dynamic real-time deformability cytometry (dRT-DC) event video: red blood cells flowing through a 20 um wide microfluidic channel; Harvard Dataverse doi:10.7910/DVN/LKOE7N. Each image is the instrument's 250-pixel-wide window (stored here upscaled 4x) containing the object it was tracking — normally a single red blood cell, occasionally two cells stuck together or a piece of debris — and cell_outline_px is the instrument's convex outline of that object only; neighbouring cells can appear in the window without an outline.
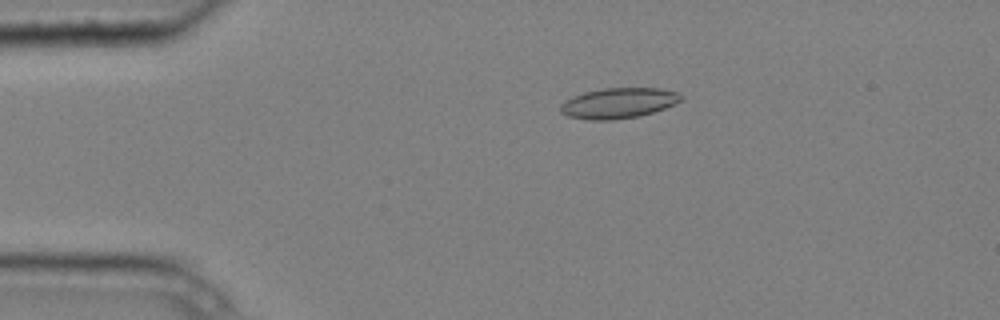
{"species": "common noctule bat (a hibernating species)", "species_latin": "Nyctalus noctula", "temperature_condition": "cold", "stored_images_in_passage": 5, "camera_frame_rate_fps": 3000, "um_per_image_px": 0.085, "animal": {"sex": "male", "body_mass_g": 20.4}, "frame": {"image": 1, "passage_image": 2, "time_ms": 0.333, "image_size_px": [1000, 320], "cell_outline_px": [[684, 96], [680, 100], [664, 108], [640, 116], [612, 120], [588, 120], [568, 116], [560, 112], [560, 104], [564, 100], [572, 96], [584, 92], [604, 88], [660, 88], [676, 92]], "centroid_in_image_um": [52.51, 8.76], "position_along_channel_um": 32.5, "area_um2": 21.39}}
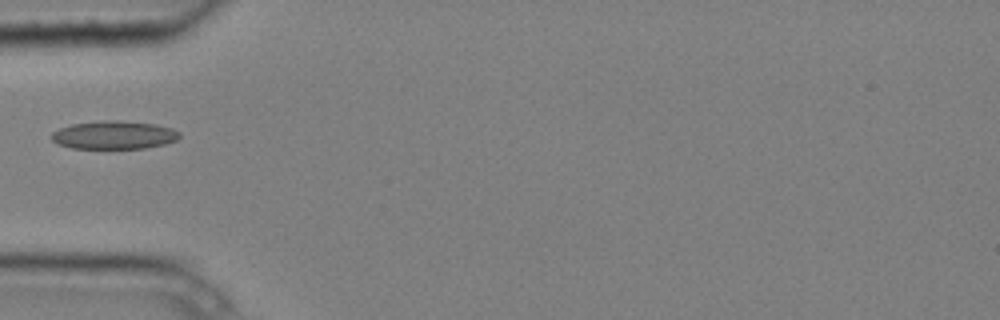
{"frame": {"image": 2, "passage_image": 4, "time_ms": 1.0, "image_size_px": [1000, 320], "cell_outline_px": [[180, 136], [176, 140], [164, 144], [144, 148], [72, 148], [56, 144], [52, 140], [52, 132], [60, 128], [72, 124], [100, 120], [120, 120], [156, 124], [172, 128], [180, 132]], "centroid_in_image_um": [9.69, 11.46], "position_along_channel_um": 75.3, "area_um2": 21.1}}
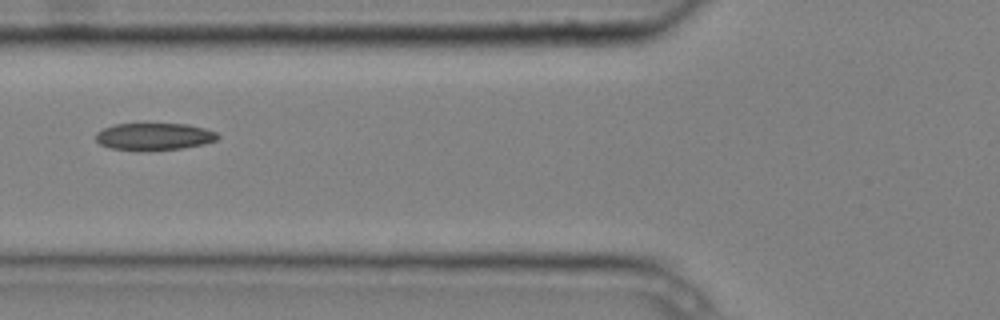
{"frame": {"image": 3, "passage_image": 5, "time_ms": 1.333, "image_size_px": [1000, 320], "cell_outline_px": [[220, 136], [216, 140], [204, 144], [184, 148], [140, 152], [108, 148], [100, 144], [96, 140], [96, 132], [104, 128], [116, 124], [188, 124], [204, 128], [216, 132]], "centroid_in_image_um": [13.08, 11.63], "position_along_channel_um": 112.7, "area_um2": 19.65}}